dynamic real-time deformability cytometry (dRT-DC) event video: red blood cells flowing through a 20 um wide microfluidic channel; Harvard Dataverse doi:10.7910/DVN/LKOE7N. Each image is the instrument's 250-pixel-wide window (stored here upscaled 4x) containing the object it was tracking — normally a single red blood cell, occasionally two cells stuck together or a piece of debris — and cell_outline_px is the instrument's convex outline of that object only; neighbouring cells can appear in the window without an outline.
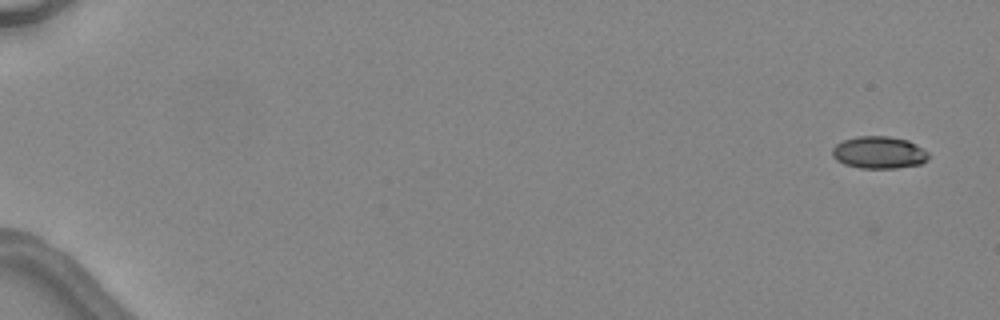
{"species": "common noctule bat (a hibernating species)", "species_latin": "Nyctalus noctula", "temperature_condition": "warm", "stored_images_in_passage": 4, "camera_frame_rate_fps": 3000, "um_per_image_px": 0.085, "animal": {"sex": "female", "body_mass_g": 24.6, "forearm_length_mm": 56.2}, "frame": {"image": 1, "passage_image": 1, "time_ms": 0.0, "image_size_px": [1000, 320], "cell_outline_px": [[928, 160], [920, 164], [896, 168], [860, 168], [844, 164], [836, 160], [832, 156], [832, 148], [836, 144], [844, 140], [856, 136], [888, 136], [908, 140], [916, 144], [928, 152]], "centroid_in_image_um": [74.7, 12.96], "position_along_channel_um": 10.3, "area_um2": 18.15}}